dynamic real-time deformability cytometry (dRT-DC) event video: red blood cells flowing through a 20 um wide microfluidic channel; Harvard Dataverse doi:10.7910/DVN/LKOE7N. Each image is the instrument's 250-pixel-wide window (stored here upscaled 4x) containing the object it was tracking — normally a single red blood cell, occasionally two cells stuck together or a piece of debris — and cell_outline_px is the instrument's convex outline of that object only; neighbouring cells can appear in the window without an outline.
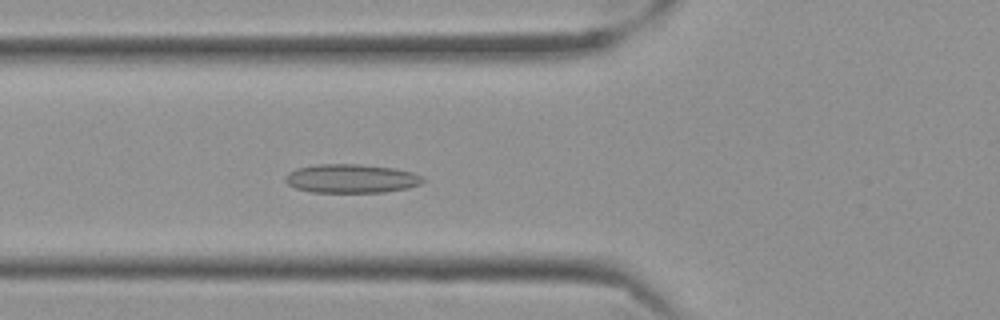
{"species": "Egyptian fruit bat (a non-hibernating species)", "species_latin": "Rousettus aegyptiacus", "temperature_condition": "cold", "stored_images_in_passage": 46, "camera_frame_rate_fps": 3000, "um_per_image_px": 0.085, "frame": {"image": 1, "passage_image": 10, "time_ms": 3.0, "image_size_px": [1000, 320], "cell_outline_px": [[424, 180], [420, 184], [408, 188], [384, 192], [312, 192], [296, 188], [288, 184], [284, 180], [288, 172], [296, 168], [320, 164], [360, 164], [392, 168], [412, 172], [420, 176]], "centroid_in_image_um": [29.83, 15.18], "position_along_channel_um": 96.0, "area_um2": 22.95}}
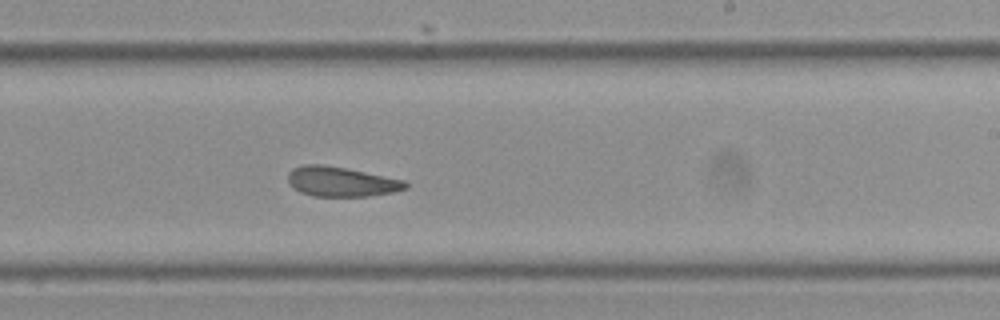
{"frame": {"image": 2, "passage_image": 24, "time_ms": 7.667, "image_size_px": [1000, 320], "cell_outline_px": [[408, 188], [392, 192], [368, 196], [312, 196], [300, 192], [292, 188], [288, 184], [288, 172], [292, 168], [304, 164], [324, 164], [404, 180], [408, 184]], "centroid_in_image_um": [28.94, 15.44], "position_along_channel_um": 260.1, "area_um2": 20.4}}
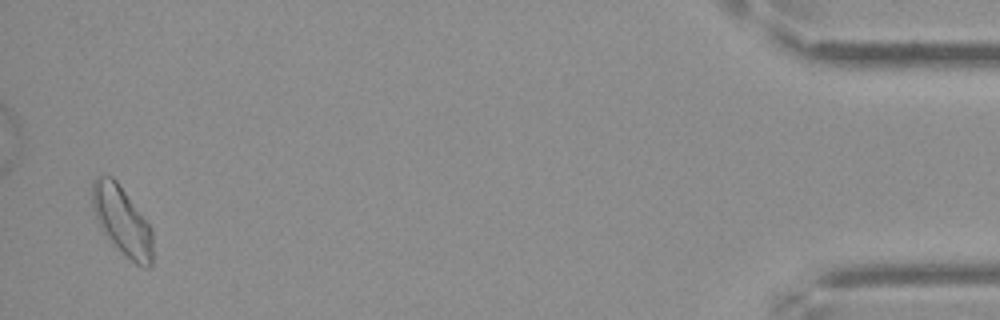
{"frame": {"image": 3, "passage_image": 45, "time_ms": 14.667, "image_size_px": [1000, 320], "cell_outline_px": [[152, 268], [144, 268], [136, 264], [100, 228], [92, 208], [92, 180], [96, 176], [112, 176], [116, 180], [152, 228]], "centroid_in_image_um": [10.38, 18.73], "position_along_channel_um": 424.8, "area_um2": 23.76}, "authors_computed_cell_mechanics": {"area_um2": 21.6172, "velocity_mm_per_s": 3.5099, "shape_relaxation_time_tau1_ms": null, "shape_relaxation_time_tau2_ms": 2.3973, "deformation_change_tau1": null, "deformation_change_tau2": 0.0859}}